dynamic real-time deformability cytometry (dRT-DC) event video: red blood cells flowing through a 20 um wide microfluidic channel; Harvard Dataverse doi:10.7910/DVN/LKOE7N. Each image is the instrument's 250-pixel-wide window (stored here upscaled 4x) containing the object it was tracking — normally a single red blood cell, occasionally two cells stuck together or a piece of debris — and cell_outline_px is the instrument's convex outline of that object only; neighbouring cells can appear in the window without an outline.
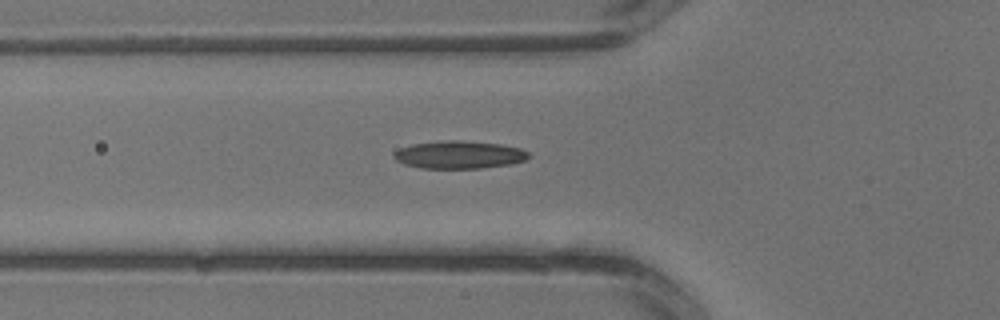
{"species": "common noctule bat (a hibernating species)", "species_latin": "Nyctalus noctula", "temperature_condition": "warm", "stored_images_in_passage": 4, "camera_frame_rate_fps": 3000, "um_per_image_px": 0.085, "animal": {"sex": "male", "body_mass_g": 13.3}, "frame": {"image": 1, "passage_image": 4, "time_ms": 1.0, "image_size_px": [1000, 320], "cell_outline_px": [[532, 156], [524, 160], [508, 164], [480, 168], [420, 168], [404, 164], [396, 160], [392, 156], [400, 148], [412, 144], [444, 140], [464, 140], [500, 144], [520, 148], [528, 152]], "centroid_in_image_um": [39.02, 13.14], "position_along_channel_um": 86.8, "area_um2": 21.73}}